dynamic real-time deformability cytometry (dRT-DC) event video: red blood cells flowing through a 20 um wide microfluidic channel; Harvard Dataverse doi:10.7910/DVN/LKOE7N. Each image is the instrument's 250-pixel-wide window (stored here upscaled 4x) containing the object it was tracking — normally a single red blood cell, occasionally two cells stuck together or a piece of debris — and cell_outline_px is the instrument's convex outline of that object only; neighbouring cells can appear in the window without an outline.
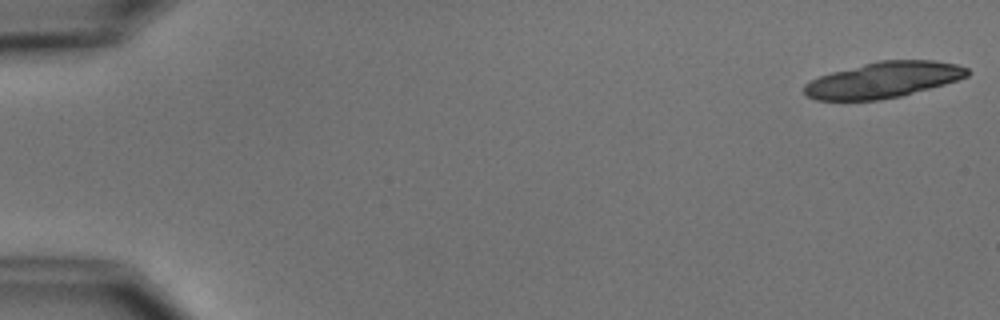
{"species": "common noctule bat (a hibernating species)", "species_latin": "Nyctalus noctula", "temperature_condition": "cold", "stored_images_in_passage": 5, "camera_frame_rate_fps": 3000, "um_per_image_px": 0.085, "animal": {"sex": "male", "body_mass_g": 15.6}, "frame": {"image": 1, "passage_image": 1, "time_ms": 0.0, "image_size_px": [1000, 320], "cell_outline_px": [[972, 72], [968, 76], [944, 84], [900, 96], [876, 100], [816, 100], [808, 96], [804, 92], [804, 84], [820, 76], [832, 72], [880, 60], [932, 60], [956, 64], [968, 68]], "centroid_in_image_um": [75.11, 6.79], "position_along_channel_um": 9.9, "area_um2": 33.76}}